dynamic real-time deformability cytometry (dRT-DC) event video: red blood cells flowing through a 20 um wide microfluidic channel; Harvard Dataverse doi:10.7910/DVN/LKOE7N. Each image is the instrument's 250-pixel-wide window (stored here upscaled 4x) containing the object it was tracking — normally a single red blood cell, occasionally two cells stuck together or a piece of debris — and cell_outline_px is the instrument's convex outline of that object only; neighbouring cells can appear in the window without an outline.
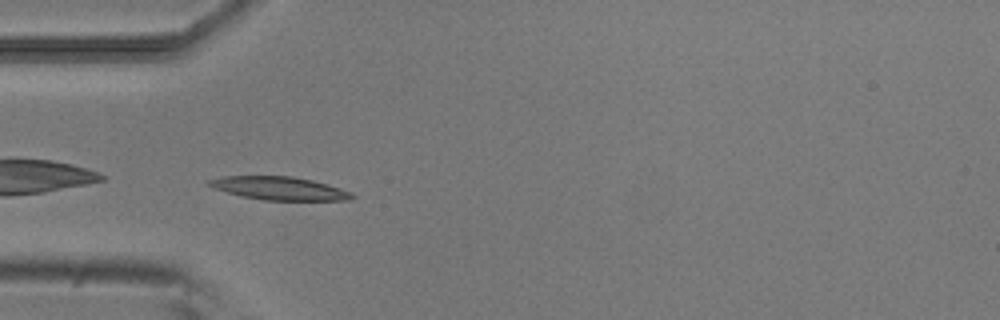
{"species": "common noctule bat (a hibernating species)", "species_latin": "Nyctalus noctula", "temperature_condition": "room temperature", "stored_images_in_passage": 5, "camera_frame_rate_fps": 3000, "um_per_image_px": 0.085, "animal": {"sex": "male", "body_mass_g": 20.5, "forearm_length_mm": 52.5}, "frame": {"image": 1, "passage_image": 1, "time_ms": 0.0, "image_size_px": [1000, 320], "cell_outline_px": [[356, 196], [348, 200], [264, 200], [244, 196], [228, 192], [216, 188], [208, 184], [204, 180], [224, 176], [292, 176], [312, 180], [340, 188], [352, 192]], "centroid_in_image_um": [23.76, 16.0], "position_along_channel_um": 61.2, "area_um2": 19.13}}
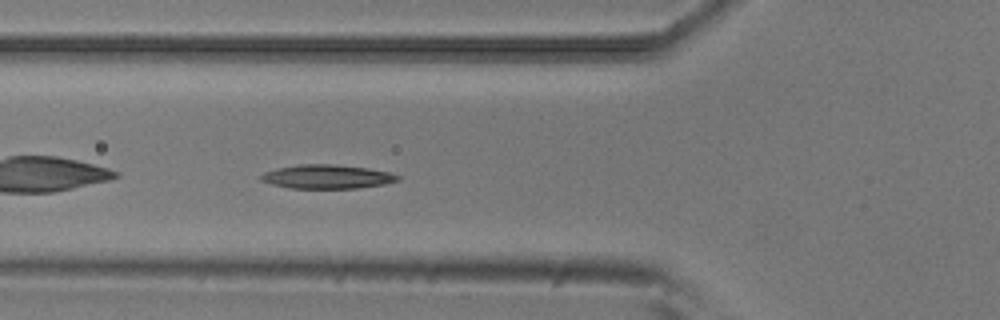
{"frame": {"image": 2, "passage_image": 4, "time_ms": 1.0, "image_size_px": [1000, 320], "cell_outline_px": [[400, 180], [384, 184], [360, 188], [288, 188], [272, 184], [260, 180], [260, 176], [264, 172], [276, 168], [300, 164], [332, 164], [368, 168], [388, 172], [400, 176]], "centroid_in_image_um": [27.79, 15.02], "position_along_channel_um": 98.0, "area_um2": 19.07}}